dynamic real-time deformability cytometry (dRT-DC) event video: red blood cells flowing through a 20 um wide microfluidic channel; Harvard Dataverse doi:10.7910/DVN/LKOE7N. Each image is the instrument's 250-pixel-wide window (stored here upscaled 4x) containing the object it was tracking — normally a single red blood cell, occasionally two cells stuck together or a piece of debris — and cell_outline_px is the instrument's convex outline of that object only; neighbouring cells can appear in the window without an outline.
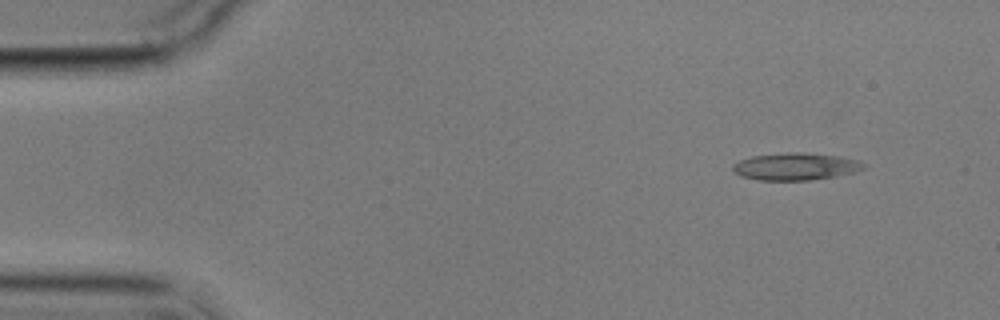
{"species": "common noctule bat (a hibernating species)", "species_latin": "Nyctalus noctula", "temperature_condition": "cold", "stored_images_in_passage": 4, "camera_frame_rate_fps": 3000, "um_per_image_px": 0.085, "animal": {"sex": "male", "body_mass_g": 17.9}, "frame": {"image": 1, "passage_image": 1, "time_ms": 0.0, "image_size_px": [1000, 320], "cell_outline_px": [[864, 168], [856, 172], [836, 176], [808, 180], [760, 180], [740, 176], [732, 168], [732, 164], [740, 160], [752, 156], [784, 152], [804, 152], [836, 156], [860, 160], [864, 164]], "centroid_in_image_um": [67.62, 14.15], "position_along_channel_um": 17.4, "area_um2": 20.75}}
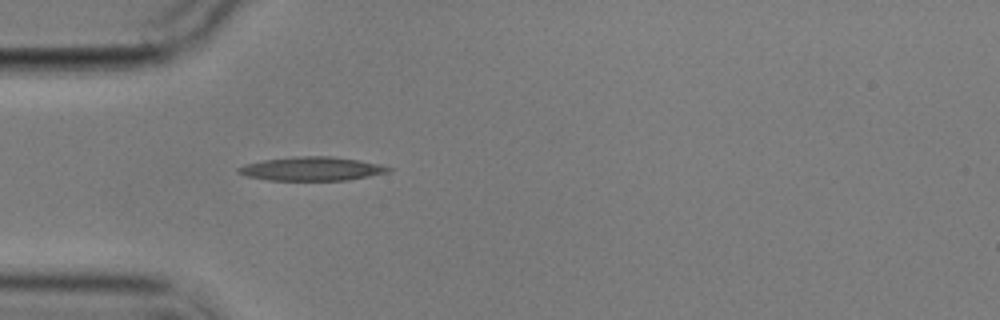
{"frame": {"image": 2, "passage_image": 4, "time_ms": 3.667, "image_size_px": [1000, 320], "cell_outline_px": [[392, 168], [388, 172], [348, 180], [268, 180], [248, 176], [236, 172], [236, 168], [244, 164], [264, 160], [296, 156], [332, 156], [360, 160], [380, 164]], "centroid_in_image_um": [26.48, 14.34], "position_along_channel_um": 58.5, "area_um2": 20.75}}